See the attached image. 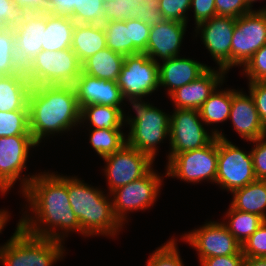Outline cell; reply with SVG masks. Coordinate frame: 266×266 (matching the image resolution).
I'll return each instance as SVG.
<instances>
[{
	"label": "cell",
	"mask_w": 266,
	"mask_h": 266,
	"mask_svg": "<svg viewBox=\"0 0 266 266\" xmlns=\"http://www.w3.org/2000/svg\"><path fill=\"white\" fill-rule=\"evenodd\" d=\"M47 171L36 173L20 193L27 203L22 206L28 208H21L25 210L20 217L21 228L31 235L63 243L70 233L87 237L69 202L67 175Z\"/></svg>",
	"instance_id": "6da1fadb"
},
{
	"label": "cell",
	"mask_w": 266,
	"mask_h": 266,
	"mask_svg": "<svg viewBox=\"0 0 266 266\" xmlns=\"http://www.w3.org/2000/svg\"><path fill=\"white\" fill-rule=\"evenodd\" d=\"M29 129L39 146L45 139L72 132L80 125V113L74 86H32L29 98ZM77 126V127H76Z\"/></svg>",
	"instance_id": "7a4b0ae2"
},
{
	"label": "cell",
	"mask_w": 266,
	"mask_h": 266,
	"mask_svg": "<svg viewBox=\"0 0 266 266\" xmlns=\"http://www.w3.org/2000/svg\"><path fill=\"white\" fill-rule=\"evenodd\" d=\"M67 192L81 231L88 237H117L123 225L116 218L111 195L100 187L85 183L77 176H67ZM105 193V194H104Z\"/></svg>",
	"instance_id": "3957f363"
},
{
	"label": "cell",
	"mask_w": 266,
	"mask_h": 266,
	"mask_svg": "<svg viewBox=\"0 0 266 266\" xmlns=\"http://www.w3.org/2000/svg\"><path fill=\"white\" fill-rule=\"evenodd\" d=\"M134 110V116L125 113L126 144L148 155L154 162L159 145L169 140L170 113L154 106L145 99L127 102ZM161 143V144H160Z\"/></svg>",
	"instance_id": "277c9868"
},
{
	"label": "cell",
	"mask_w": 266,
	"mask_h": 266,
	"mask_svg": "<svg viewBox=\"0 0 266 266\" xmlns=\"http://www.w3.org/2000/svg\"><path fill=\"white\" fill-rule=\"evenodd\" d=\"M12 238L0 251L3 266H54L63 260L66 250L63 242L31 235L16 224Z\"/></svg>",
	"instance_id": "5b68a950"
},
{
	"label": "cell",
	"mask_w": 266,
	"mask_h": 266,
	"mask_svg": "<svg viewBox=\"0 0 266 266\" xmlns=\"http://www.w3.org/2000/svg\"><path fill=\"white\" fill-rule=\"evenodd\" d=\"M82 72V63L71 48L60 51L42 50L24 69L32 86H74Z\"/></svg>",
	"instance_id": "8992f818"
},
{
	"label": "cell",
	"mask_w": 266,
	"mask_h": 266,
	"mask_svg": "<svg viewBox=\"0 0 266 266\" xmlns=\"http://www.w3.org/2000/svg\"><path fill=\"white\" fill-rule=\"evenodd\" d=\"M217 167L218 137H215L207 146L174 155L166 163L164 176L193 185L202 181L215 184Z\"/></svg>",
	"instance_id": "52a82bcc"
},
{
	"label": "cell",
	"mask_w": 266,
	"mask_h": 266,
	"mask_svg": "<svg viewBox=\"0 0 266 266\" xmlns=\"http://www.w3.org/2000/svg\"><path fill=\"white\" fill-rule=\"evenodd\" d=\"M164 176L152 168L142 178L119 187L110 193L113 211L122 225L134 211H145L154 206L160 196Z\"/></svg>",
	"instance_id": "ba28073f"
},
{
	"label": "cell",
	"mask_w": 266,
	"mask_h": 266,
	"mask_svg": "<svg viewBox=\"0 0 266 266\" xmlns=\"http://www.w3.org/2000/svg\"><path fill=\"white\" fill-rule=\"evenodd\" d=\"M35 147L39 146L32 136L0 137V194L2 196L14 187L17 180L21 182L18 192L22 193L36 175V173L32 175L23 173L24 169H27L30 151Z\"/></svg>",
	"instance_id": "9c48e42d"
},
{
	"label": "cell",
	"mask_w": 266,
	"mask_h": 266,
	"mask_svg": "<svg viewBox=\"0 0 266 266\" xmlns=\"http://www.w3.org/2000/svg\"><path fill=\"white\" fill-rule=\"evenodd\" d=\"M255 180L251 151L240 149L229 141L224 133L220 134L215 185L232 193Z\"/></svg>",
	"instance_id": "30bf717a"
},
{
	"label": "cell",
	"mask_w": 266,
	"mask_h": 266,
	"mask_svg": "<svg viewBox=\"0 0 266 266\" xmlns=\"http://www.w3.org/2000/svg\"><path fill=\"white\" fill-rule=\"evenodd\" d=\"M126 102L140 100L159 91V63L145 53L124 57V64L117 79Z\"/></svg>",
	"instance_id": "8fae6325"
},
{
	"label": "cell",
	"mask_w": 266,
	"mask_h": 266,
	"mask_svg": "<svg viewBox=\"0 0 266 266\" xmlns=\"http://www.w3.org/2000/svg\"><path fill=\"white\" fill-rule=\"evenodd\" d=\"M199 110L173 109L170 114L169 150L166 160L185 151L207 146L216 136L206 129Z\"/></svg>",
	"instance_id": "7c38bea8"
},
{
	"label": "cell",
	"mask_w": 266,
	"mask_h": 266,
	"mask_svg": "<svg viewBox=\"0 0 266 266\" xmlns=\"http://www.w3.org/2000/svg\"><path fill=\"white\" fill-rule=\"evenodd\" d=\"M266 44V7L236 19L231 42V68L243 67Z\"/></svg>",
	"instance_id": "4fadbf2b"
},
{
	"label": "cell",
	"mask_w": 266,
	"mask_h": 266,
	"mask_svg": "<svg viewBox=\"0 0 266 266\" xmlns=\"http://www.w3.org/2000/svg\"><path fill=\"white\" fill-rule=\"evenodd\" d=\"M108 192L125 186L145 176L154 166V161L136 148L125 144L120 150L102 158Z\"/></svg>",
	"instance_id": "5bb4252c"
},
{
	"label": "cell",
	"mask_w": 266,
	"mask_h": 266,
	"mask_svg": "<svg viewBox=\"0 0 266 266\" xmlns=\"http://www.w3.org/2000/svg\"><path fill=\"white\" fill-rule=\"evenodd\" d=\"M179 240L197 251L199 262L208 257L242 254V245L222 221H206L202 226L182 234Z\"/></svg>",
	"instance_id": "9a60e30c"
},
{
	"label": "cell",
	"mask_w": 266,
	"mask_h": 266,
	"mask_svg": "<svg viewBox=\"0 0 266 266\" xmlns=\"http://www.w3.org/2000/svg\"><path fill=\"white\" fill-rule=\"evenodd\" d=\"M236 19L233 17L214 16L194 28V38L201 37L205 49L211 54L216 68L227 73L231 69V42Z\"/></svg>",
	"instance_id": "2e32d148"
},
{
	"label": "cell",
	"mask_w": 266,
	"mask_h": 266,
	"mask_svg": "<svg viewBox=\"0 0 266 266\" xmlns=\"http://www.w3.org/2000/svg\"><path fill=\"white\" fill-rule=\"evenodd\" d=\"M13 29L16 60L24 70L42 51L46 13H24Z\"/></svg>",
	"instance_id": "e0dca14e"
},
{
	"label": "cell",
	"mask_w": 266,
	"mask_h": 266,
	"mask_svg": "<svg viewBox=\"0 0 266 266\" xmlns=\"http://www.w3.org/2000/svg\"><path fill=\"white\" fill-rule=\"evenodd\" d=\"M187 26V23L166 19L151 26L144 53L156 63L180 56Z\"/></svg>",
	"instance_id": "ac0fdd59"
},
{
	"label": "cell",
	"mask_w": 266,
	"mask_h": 266,
	"mask_svg": "<svg viewBox=\"0 0 266 266\" xmlns=\"http://www.w3.org/2000/svg\"><path fill=\"white\" fill-rule=\"evenodd\" d=\"M227 74L222 69L210 67L198 79L176 89L168 98L174 109L199 110L216 88L225 82Z\"/></svg>",
	"instance_id": "d6986e66"
},
{
	"label": "cell",
	"mask_w": 266,
	"mask_h": 266,
	"mask_svg": "<svg viewBox=\"0 0 266 266\" xmlns=\"http://www.w3.org/2000/svg\"><path fill=\"white\" fill-rule=\"evenodd\" d=\"M74 88L80 109L86 105L100 104L118 107L124 112L123 107L127 105L117 81L103 80L81 72Z\"/></svg>",
	"instance_id": "ffe728a7"
},
{
	"label": "cell",
	"mask_w": 266,
	"mask_h": 266,
	"mask_svg": "<svg viewBox=\"0 0 266 266\" xmlns=\"http://www.w3.org/2000/svg\"><path fill=\"white\" fill-rule=\"evenodd\" d=\"M242 90L232 88L229 120L242 139L252 142L266 136V128L260 120L253 97Z\"/></svg>",
	"instance_id": "44dd1931"
},
{
	"label": "cell",
	"mask_w": 266,
	"mask_h": 266,
	"mask_svg": "<svg viewBox=\"0 0 266 266\" xmlns=\"http://www.w3.org/2000/svg\"><path fill=\"white\" fill-rule=\"evenodd\" d=\"M210 66L189 57L175 56L159 63V88L169 96L176 89L198 79Z\"/></svg>",
	"instance_id": "7402d4cb"
},
{
	"label": "cell",
	"mask_w": 266,
	"mask_h": 266,
	"mask_svg": "<svg viewBox=\"0 0 266 266\" xmlns=\"http://www.w3.org/2000/svg\"><path fill=\"white\" fill-rule=\"evenodd\" d=\"M31 88L25 73L0 76V111L28 109Z\"/></svg>",
	"instance_id": "603a6c76"
},
{
	"label": "cell",
	"mask_w": 266,
	"mask_h": 266,
	"mask_svg": "<svg viewBox=\"0 0 266 266\" xmlns=\"http://www.w3.org/2000/svg\"><path fill=\"white\" fill-rule=\"evenodd\" d=\"M222 85L223 83L216 88L199 109L202 121L216 137L222 134V130L219 131L216 125L229 120L232 104V88L223 89L221 88ZM212 125L213 128L210 127Z\"/></svg>",
	"instance_id": "cb8c5ba5"
},
{
	"label": "cell",
	"mask_w": 266,
	"mask_h": 266,
	"mask_svg": "<svg viewBox=\"0 0 266 266\" xmlns=\"http://www.w3.org/2000/svg\"><path fill=\"white\" fill-rule=\"evenodd\" d=\"M106 47V36L102 24L75 23L71 49L81 63Z\"/></svg>",
	"instance_id": "d4e9b609"
},
{
	"label": "cell",
	"mask_w": 266,
	"mask_h": 266,
	"mask_svg": "<svg viewBox=\"0 0 266 266\" xmlns=\"http://www.w3.org/2000/svg\"><path fill=\"white\" fill-rule=\"evenodd\" d=\"M75 22L69 16L46 12L42 50L60 51L71 48Z\"/></svg>",
	"instance_id": "484cf974"
},
{
	"label": "cell",
	"mask_w": 266,
	"mask_h": 266,
	"mask_svg": "<svg viewBox=\"0 0 266 266\" xmlns=\"http://www.w3.org/2000/svg\"><path fill=\"white\" fill-rule=\"evenodd\" d=\"M81 125L83 128L85 125L89 126L86 127L88 129L124 130L125 112L113 106L86 105L81 108L80 127Z\"/></svg>",
	"instance_id": "4316f807"
},
{
	"label": "cell",
	"mask_w": 266,
	"mask_h": 266,
	"mask_svg": "<svg viewBox=\"0 0 266 266\" xmlns=\"http://www.w3.org/2000/svg\"><path fill=\"white\" fill-rule=\"evenodd\" d=\"M231 195L234 209L259 215L266 221V180L256 179Z\"/></svg>",
	"instance_id": "83f0119b"
},
{
	"label": "cell",
	"mask_w": 266,
	"mask_h": 266,
	"mask_svg": "<svg viewBox=\"0 0 266 266\" xmlns=\"http://www.w3.org/2000/svg\"><path fill=\"white\" fill-rule=\"evenodd\" d=\"M124 57L106 47L82 62V72L99 79L117 81Z\"/></svg>",
	"instance_id": "f1b7e54d"
},
{
	"label": "cell",
	"mask_w": 266,
	"mask_h": 266,
	"mask_svg": "<svg viewBox=\"0 0 266 266\" xmlns=\"http://www.w3.org/2000/svg\"><path fill=\"white\" fill-rule=\"evenodd\" d=\"M222 222L228 231L242 245L264 222L265 220L256 214L234 209L230 204L226 210Z\"/></svg>",
	"instance_id": "f546056e"
},
{
	"label": "cell",
	"mask_w": 266,
	"mask_h": 266,
	"mask_svg": "<svg viewBox=\"0 0 266 266\" xmlns=\"http://www.w3.org/2000/svg\"><path fill=\"white\" fill-rule=\"evenodd\" d=\"M103 29L107 47L124 56L133 54V43L130 41V19L104 22Z\"/></svg>",
	"instance_id": "4dcf8cb0"
},
{
	"label": "cell",
	"mask_w": 266,
	"mask_h": 266,
	"mask_svg": "<svg viewBox=\"0 0 266 266\" xmlns=\"http://www.w3.org/2000/svg\"><path fill=\"white\" fill-rule=\"evenodd\" d=\"M89 142L95 153L103 158L120 150L126 144L123 130L89 129Z\"/></svg>",
	"instance_id": "1f68e13d"
},
{
	"label": "cell",
	"mask_w": 266,
	"mask_h": 266,
	"mask_svg": "<svg viewBox=\"0 0 266 266\" xmlns=\"http://www.w3.org/2000/svg\"><path fill=\"white\" fill-rule=\"evenodd\" d=\"M24 73L16 60L14 29L4 27L0 31V76Z\"/></svg>",
	"instance_id": "d6a6232c"
},
{
	"label": "cell",
	"mask_w": 266,
	"mask_h": 266,
	"mask_svg": "<svg viewBox=\"0 0 266 266\" xmlns=\"http://www.w3.org/2000/svg\"><path fill=\"white\" fill-rule=\"evenodd\" d=\"M32 136L29 129V109L0 111V137Z\"/></svg>",
	"instance_id": "836d02e7"
},
{
	"label": "cell",
	"mask_w": 266,
	"mask_h": 266,
	"mask_svg": "<svg viewBox=\"0 0 266 266\" xmlns=\"http://www.w3.org/2000/svg\"><path fill=\"white\" fill-rule=\"evenodd\" d=\"M177 238L171 237L160 247H157L147 259L145 266H184L178 249Z\"/></svg>",
	"instance_id": "e575fe53"
},
{
	"label": "cell",
	"mask_w": 266,
	"mask_h": 266,
	"mask_svg": "<svg viewBox=\"0 0 266 266\" xmlns=\"http://www.w3.org/2000/svg\"><path fill=\"white\" fill-rule=\"evenodd\" d=\"M145 0H104V22L137 19L136 9Z\"/></svg>",
	"instance_id": "d590c367"
},
{
	"label": "cell",
	"mask_w": 266,
	"mask_h": 266,
	"mask_svg": "<svg viewBox=\"0 0 266 266\" xmlns=\"http://www.w3.org/2000/svg\"><path fill=\"white\" fill-rule=\"evenodd\" d=\"M104 0H78V11L71 17L77 24H103Z\"/></svg>",
	"instance_id": "8d00e7d4"
},
{
	"label": "cell",
	"mask_w": 266,
	"mask_h": 266,
	"mask_svg": "<svg viewBox=\"0 0 266 266\" xmlns=\"http://www.w3.org/2000/svg\"><path fill=\"white\" fill-rule=\"evenodd\" d=\"M241 69L247 82L266 81V44Z\"/></svg>",
	"instance_id": "74e56055"
},
{
	"label": "cell",
	"mask_w": 266,
	"mask_h": 266,
	"mask_svg": "<svg viewBox=\"0 0 266 266\" xmlns=\"http://www.w3.org/2000/svg\"><path fill=\"white\" fill-rule=\"evenodd\" d=\"M159 11L166 20H175L182 23L189 22L188 12L191 0H158Z\"/></svg>",
	"instance_id": "f35d334b"
},
{
	"label": "cell",
	"mask_w": 266,
	"mask_h": 266,
	"mask_svg": "<svg viewBox=\"0 0 266 266\" xmlns=\"http://www.w3.org/2000/svg\"><path fill=\"white\" fill-rule=\"evenodd\" d=\"M242 254L266 258V221L242 244Z\"/></svg>",
	"instance_id": "ab89813d"
},
{
	"label": "cell",
	"mask_w": 266,
	"mask_h": 266,
	"mask_svg": "<svg viewBox=\"0 0 266 266\" xmlns=\"http://www.w3.org/2000/svg\"><path fill=\"white\" fill-rule=\"evenodd\" d=\"M150 26L140 19H130V41L133 43V54L144 53L149 39Z\"/></svg>",
	"instance_id": "60d3db41"
},
{
	"label": "cell",
	"mask_w": 266,
	"mask_h": 266,
	"mask_svg": "<svg viewBox=\"0 0 266 266\" xmlns=\"http://www.w3.org/2000/svg\"><path fill=\"white\" fill-rule=\"evenodd\" d=\"M251 155L256 179L266 180V136L252 141Z\"/></svg>",
	"instance_id": "b9f144b4"
},
{
	"label": "cell",
	"mask_w": 266,
	"mask_h": 266,
	"mask_svg": "<svg viewBox=\"0 0 266 266\" xmlns=\"http://www.w3.org/2000/svg\"><path fill=\"white\" fill-rule=\"evenodd\" d=\"M216 16L235 19L252 11L245 0H215Z\"/></svg>",
	"instance_id": "7bdbcfd3"
},
{
	"label": "cell",
	"mask_w": 266,
	"mask_h": 266,
	"mask_svg": "<svg viewBox=\"0 0 266 266\" xmlns=\"http://www.w3.org/2000/svg\"><path fill=\"white\" fill-rule=\"evenodd\" d=\"M24 13L13 0H0V24L4 27H16L22 21Z\"/></svg>",
	"instance_id": "ee69618b"
},
{
	"label": "cell",
	"mask_w": 266,
	"mask_h": 266,
	"mask_svg": "<svg viewBox=\"0 0 266 266\" xmlns=\"http://www.w3.org/2000/svg\"><path fill=\"white\" fill-rule=\"evenodd\" d=\"M158 4V0H145L141 5L137 6V19H140L150 27L165 20L159 11Z\"/></svg>",
	"instance_id": "f6af8a7d"
},
{
	"label": "cell",
	"mask_w": 266,
	"mask_h": 266,
	"mask_svg": "<svg viewBox=\"0 0 266 266\" xmlns=\"http://www.w3.org/2000/svg\"><path fill=\"white\" fill-rule=\"evenodd\" d=\"M248 93L253 97L260 120L266 128V81L248 82Z\"/></svg>",
	"instance_id": "bcb514c9"
},
{
	"label": "cell",
	"mask_w": 266,
	"mask_h": 266,
	"mask_svg": "<svg viewBox=\"0 0 266 266\" xmlns=\"http://www.w3.org/2000/svg\"><path fill=\"white\" fill-rule=\"evenodd\" d=\"M190 9L194 14L195 27L216 16L215 0H191Z\"/></svg>",
	"instance_id": "7dc6e473"
},
{
	"label": "cell",
	"mask_w": 266,
	"mask_h": 266,
	"mask_svg": "<svg viewBox=\"0 0 266 266\" xmlns=\"http://www.w3.org/2000/svg\"><path fill=\"white\" fill-rule=\"evenodd\" d=\"M245 256L233 254L228 256H216L202 259L200 266H244Z\"/></svg>",
	"instance_id": "c3c4849f"
},
{
	"label": "cell",
	"mask_w": 266,
	"mask_h": 266,
	"mask_svg": "<svg viewBox=\"0 0 266 266\" xmlns=\"http://www.w3.org/2000/svg\"><path fill=\"white\" fill-rule=\"evenodd\" d=\"M78 11V0H49L48 13L72 17Z\"/></svg>",
	"instance_id": "681fc988"
},
{
	"label": "cell",
	"mask_w": 266,
	"mask_h": 266,
	"mask_svg": "<svg viewBox=\"0 0 266 266\" xmlns=\"http://www.w3.org/2000/svg\"><path fill=\"white\" fill-rule=\"evenodd\" d=\"M13 2L25 13H46L49 8V0H13Z\"/></svg>",
	"instance_id": "f907efd6"
},
{
	"label": "cell",
	"mask_w": 266,
	"mask_h": 266,
	"mask_svg": "<svg viewBox=\"0 0 266 266\" xmlns=\"http://www.w3.org/2000/svg\"><path fill=\"white\" fill-rule=\"evenodd\" d=\"M10 212L7 209H0V234L2 233L4 227H6L7 222H9L11 216ZM12 238V236L5 242L3 245L0 246V251L1 249L7 245V242Z\"/></svg>",
	"instance_id": "816d5d0a"
},
{
	"label": "cell",
	"mask_w": 266,
	"mask_h": 266,
	"mask_svg": "<svg viewBox=\"0 0 266 266\" xmlns=\"http://www.w3.org/2000/svg\"><path fill=\"white\" fill-rule=\"evenodd\" d=\"M244 266H266V258L245 257Z\"/></svg>",
	"instance_id": "f5cc1de1"
},
{
	"label": "cell",
	"mask_w": 266,
	"mask_h": 266,
	"mask_svg": "<svg viewBox=\"0 0 266 266\" xmlns=\"http://www.w3.org/2000/svg\"><path fill=\"white\" fill-rule=\"evenodd\" d=\"M246 1V3H247V5H248V7L251 9V10H253L252 8H253V3H256L257 1H259V0H245Z\"/></svg>",
	"instance_id": "db71d44e"
},
{
	"label": "cell",
	"mask_w": 266,
	"mask_h": 266,
	"mask_svg": "<svg viewBox=\"0 0 266 266\" xmlns=\"http://www.w3.org/2000/svg\"><path fill=\"white\" fill-rule=\"evenodd\" d=\"M3 28H4V26L0 24V31H1Z\"/></svg>",
	"instance_id": "11a10c76"
}]
</instances>
